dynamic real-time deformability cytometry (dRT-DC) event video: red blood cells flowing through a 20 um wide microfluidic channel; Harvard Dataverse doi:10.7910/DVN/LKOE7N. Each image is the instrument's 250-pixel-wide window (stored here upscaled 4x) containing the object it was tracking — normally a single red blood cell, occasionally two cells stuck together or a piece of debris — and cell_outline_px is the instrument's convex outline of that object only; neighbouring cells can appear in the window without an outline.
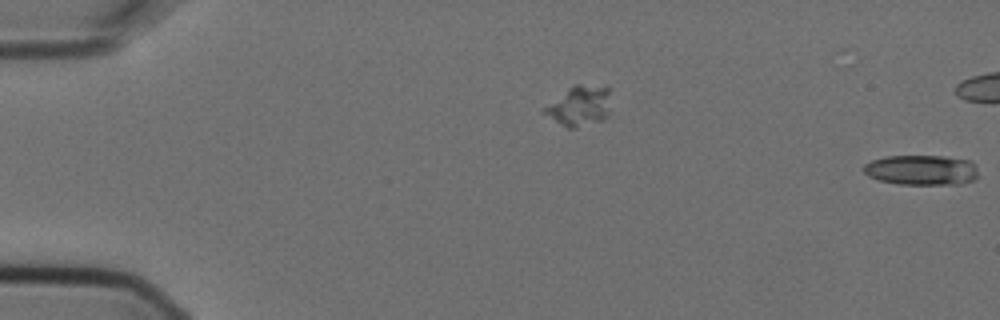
{"species": "Egyptian fruit bat (a non-hibernating species)", "species_latin": "Rousettus aegyptiacus", "temperature_condition": "cold", "stored_images_in_passage": 10, "segment_of_instrument_passage": [1, 2], "camera_frame_rate_fps": 3000, "um_per_image_px": 0.085, "animal": {"sex": "female"}, "frame": {"image": 1, "passage_image": 1, "time_ms": 0.0, "image_size_px": [1000, 320], "cell_outline_px": [[976, 176], [972, 180], [960, 184], [900, 184], [880, 180], [868, 176], [864, 172], [864, 164], [872, 160], [884, 156], [944, 156], [972, 160], [976, 164]], "centroid_in_image_um": [78.33, 14.44], "position_along_channel_um": 6.7, "area_um2": 20.11}}
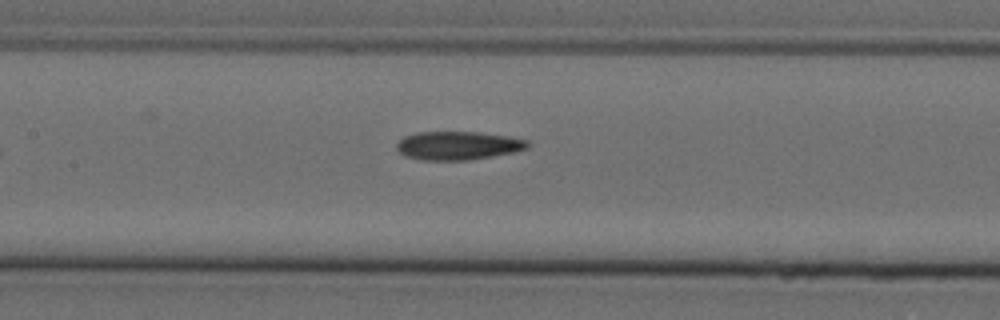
{"frame": {"image": 2, "passage_image": 9, "time_ms": 2.667, "image_size_px": [1000, 320], "cell_outline_px": [[528, 148], [512, 152], [492, 156], [468, 160], [424, 160], [404, 156], [396, 148], [396, 144], [404, 136], [416, 132], [476, 132], [508, 136], [528, 140]], "centroid_in_image_um": [38.9, 12.37], "position_along_channel_um": 168.5, "area_um2": 21.62}}